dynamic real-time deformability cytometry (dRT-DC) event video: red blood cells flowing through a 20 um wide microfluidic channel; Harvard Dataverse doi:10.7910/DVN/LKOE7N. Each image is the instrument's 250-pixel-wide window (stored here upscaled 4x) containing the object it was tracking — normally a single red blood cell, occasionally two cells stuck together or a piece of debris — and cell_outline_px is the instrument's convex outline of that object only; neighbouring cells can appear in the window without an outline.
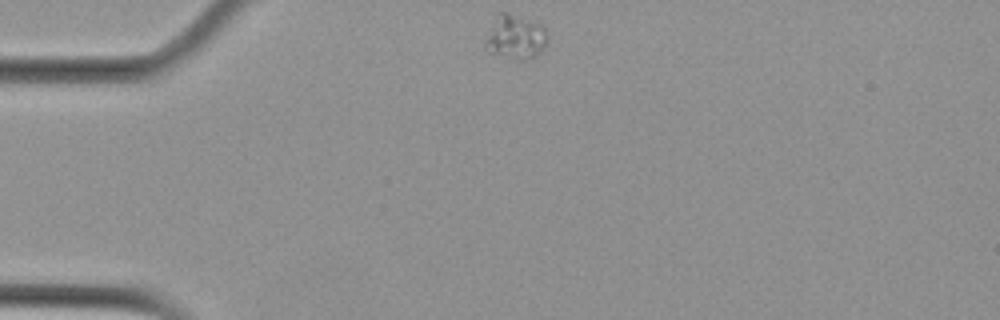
{"species": "Egyptian fruit bat (a non-hibernating species)", "species_latin": "Rousettus aegyptiacus", "temperature_condition": "cold", "stored_images_in_passage": 2, "camera_frame_rate_fps": 3000, "um_per_image_px": 0.085, "animal": {"sex": "female"}, "frame": {"image": 1, "passage_image": 1, "time_ms": 0.0, "image_size_px": [1000, 320], "cell_outline_px": [[548, 40], [544, 48], [540, 52], [524, 60], [520, 60], [488, 52], [484, 48], [484, 40], [496, 12], [504, 12], [540, 24], [544, 28], [548, 36]], "centroid_in_image_um": [43.76, 3.15], "position_along_channel_um": 41.2, "area_um2": 16.01}}